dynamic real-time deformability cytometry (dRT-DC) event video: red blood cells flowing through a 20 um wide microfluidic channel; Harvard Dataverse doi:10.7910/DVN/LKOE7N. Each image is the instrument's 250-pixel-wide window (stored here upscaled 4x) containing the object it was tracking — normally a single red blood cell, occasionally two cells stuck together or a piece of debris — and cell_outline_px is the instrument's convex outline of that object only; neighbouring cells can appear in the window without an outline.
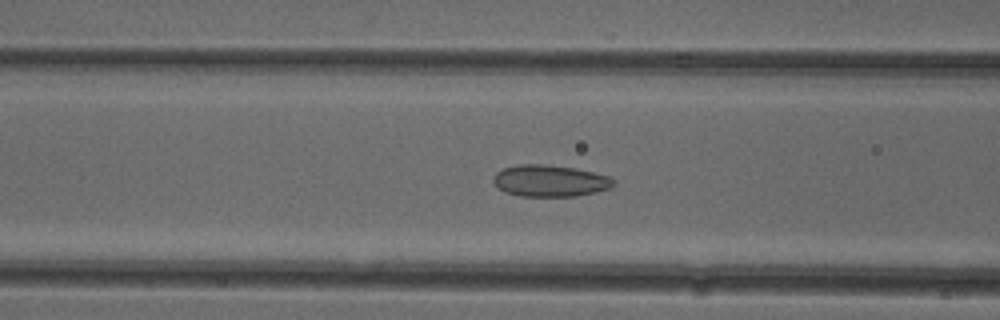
{"species": "common noctule bat (a hibernating species)", "species_latin": "Nyctalus noctula", "temperature_condition": "cold", "stored_images_in_passage": 52, "camera_frame_rate_fps": 3000, "um_per_image_px": 0.085, "animal": {"sex": "female"}, "frame": {"image": 1, "passage_image": 20, "time_ms": 6.333, "image_size_px": [1000, 320], "cell_outline_px": [[616, 184], [608, 188], [596, 192], [576, 196], [520, 196], [504, 192], [492, 180], [492, 176], [496, 172], [504, 168], [516, 164], [544, 164], [576, 168], [608, 176], [616, 180]], "centroid_in_image_um": [46.74, 15.36], "position_along_channel_um": 119.9, "area_um2": 22.25}}
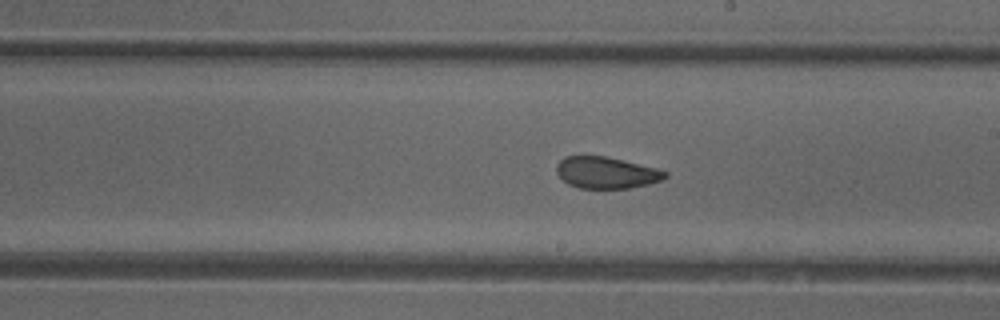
{"frame": {"image": 2, "passage_image": 29, "time_ms": 9.333, "image_size_px": [1000, 320], "cell_outline_px": [[668, 176], [660, 180], [648, 184], [628, 188], [580, 188], [568, 184], [556, 172], [556, 164], [564, 156], [604, 156], [656, 168], [668, 172]], "centroid_in_image_um": [51.51, 14.67], "position_along_channel_um": 237.5, "area_um2": 19.77}}
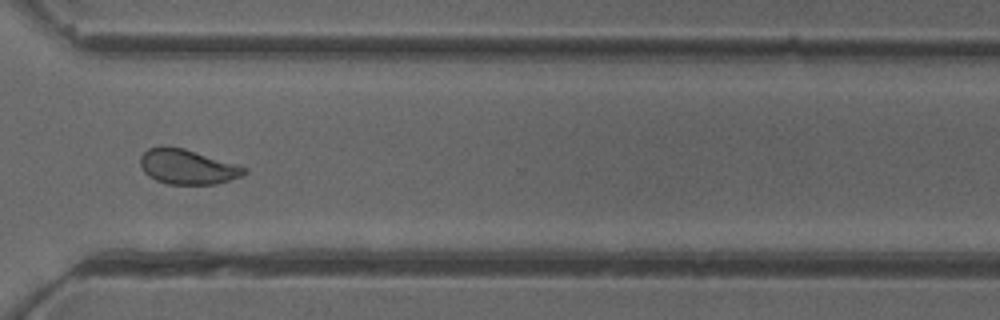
{"frame": {"image": 3, "passage_image": 38, "time_ms": 12.333, "image_size_px": [1000, 320], "cell_outline_px": [[248, 172], [240, 176], [216, 184], [168, 184], [156, 180], [148, 176], [144, 172], [140, 164], [140, 156], [148, 148], [160, 144], [168, 144], [184, 148], [236, 164], [248, 168]], "centroid_in_image_um": [15.88, 14.14], "position_along_channel_um": 354.7, "area_um2": 21.39}, "authors_computed_cell_mechanics": {"area_um2": 21.9929, "velocity_mm_per_s": 3.9159, "shape_relaxation_time_tau1_ms": null, "shape_relaxation_time_tau2_ms": 1.3161, "deformation_change_tau1": null, "deformation_change_tau2": 0.0646}}